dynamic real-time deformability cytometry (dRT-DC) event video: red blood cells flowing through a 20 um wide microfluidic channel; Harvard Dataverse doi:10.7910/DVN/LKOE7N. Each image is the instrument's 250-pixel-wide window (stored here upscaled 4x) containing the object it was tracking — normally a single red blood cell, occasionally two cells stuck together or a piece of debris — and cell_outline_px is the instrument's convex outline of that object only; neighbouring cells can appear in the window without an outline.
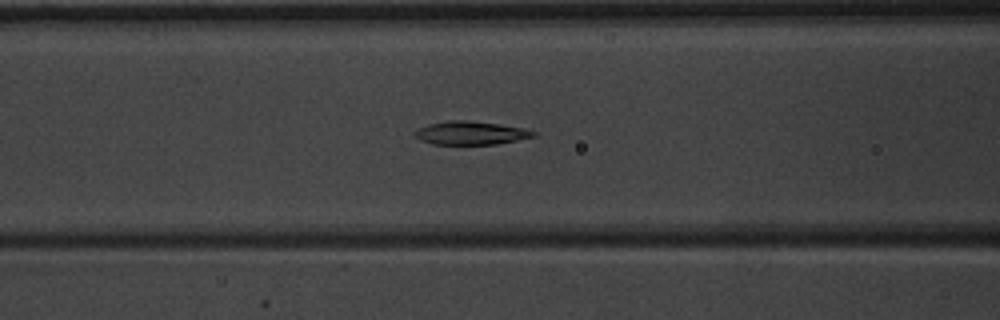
{"species": "common noctule bat (a hibernating species)", "species_latin": "Nyctalus noctula", "temperature_condition": "warm", "stored_images_in_passage": 36, "camera_frame_rate_fps": 3000, "um_per_image_px": 0.085, "animal": {"sex": "male", "body_mass_g": 20.1, "forearm_length_mm": 53.5}, "frame": {"image": 1, "passage_image": 6, "time_ms": 1.667, "image_size_px": [1000, 320], "cell_outline_px": [[536, 136], [496, 144], [432, 144], [420, 140], [412, 132], [428, 124], [452, 120], [468, 120], [500, 124], [524, 128], [536, 132]], "centroid_in_image_um": [40.01, 11.3], "position_along_channel_um": 126.6, "area_um2": 16.07}}
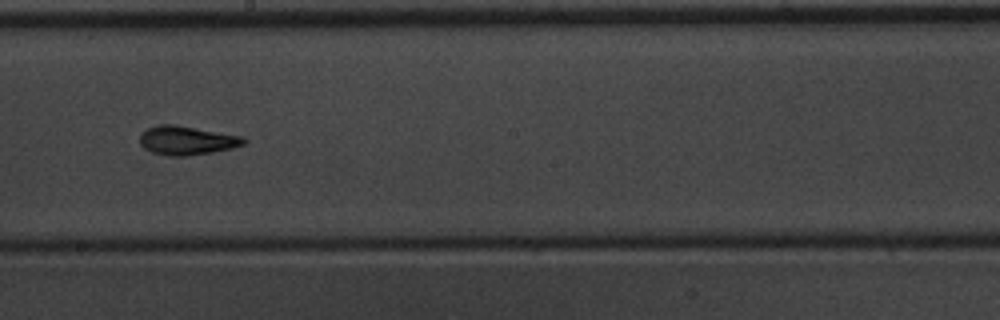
{"frame": {"image": 2, "passage_image": 14, "time_ms": 4.333, "image_size_px": [1000, 320], "cell_outline_px": [[248, 140], [244, 144], [232, 148], [212, 152], [188, 156], [172, 156], [152, 152], [144, 148], [140, 144], [140, 132], [148, 128], [160, 124], [172, 124], [244, 136]], "centroid_in_image_um": [15.89, 11.93], "position_along_channel_um": 232.3, "area_um2": 17.51}}
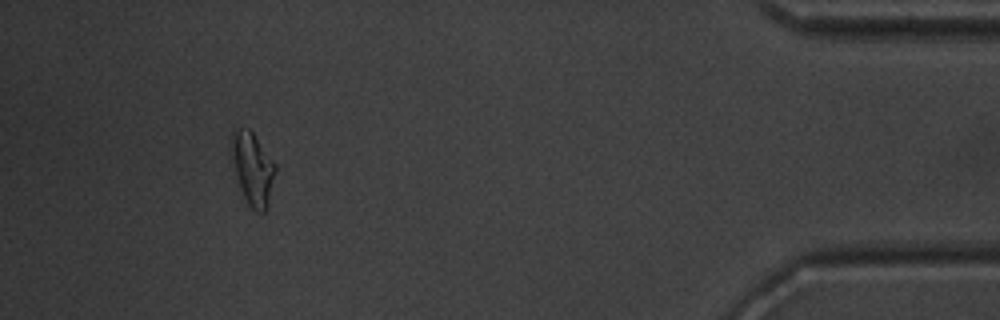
{"frame": {"image": 3, "passage_image": 32, "time_ms": 10.333, "image_size_px": [1000, 320], "cell_outline_px": [[276, 172], [268, 208], [264, 212], [256, 212], [248, 204], [244, 196], [228, 152], [232, 128], [248, 128], [252, 132], [276, 164]], "centroid_in_image_um": [21.45, 14.3], "position_along_channel_um": 413.7, "area_um2": 18.96}, "authors_computed_cell_mechanics": {"area_um2": 16.7042, "velocity_mm_per_s": 3.9691, "shape_relaxation_time_tau1_ms": 6.2936, "shape_relaxation_time_tau2_ms": 2.7168, "deformation_change_tau1": 0.1884, "deformation_change_tau2": 0.0911}}